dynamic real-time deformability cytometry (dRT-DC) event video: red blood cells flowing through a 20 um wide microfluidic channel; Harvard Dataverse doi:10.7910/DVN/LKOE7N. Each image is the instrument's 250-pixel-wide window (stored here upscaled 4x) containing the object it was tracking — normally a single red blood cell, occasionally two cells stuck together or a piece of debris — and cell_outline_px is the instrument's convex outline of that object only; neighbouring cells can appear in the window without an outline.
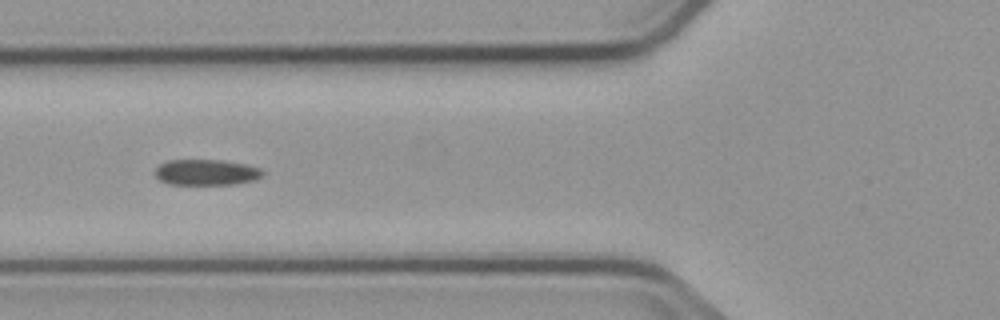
{"species": "common noctule bat (a hibernating species)", "species_latin": "Nyctalus noctula", "temperature_condition": "cold", "stored_images_in_passage": 5, "camera_frame_rate_fps": 3000, "um_per_image_px": 0.085, "animal": {"sex": "male", "body_mass_g": 23.1, "forearm_length_mm": 52.7}, "frame": {"image": 1, "passage_image": 5, "time_ms": 4.667, "image_size_px": [1000, 320], "cell_outline_px": [[264, 176], [256, 180], [236, 184], [168, 184], [160, 180], [152, 172], [160, 164], [168, 160], [224, 160], [244, 164], [260, 168], [264, 172]], "centroid_in_image_um": [17.54, 14.65], "position_along_channel_um": 108.3, "area_um2": 16.36}}